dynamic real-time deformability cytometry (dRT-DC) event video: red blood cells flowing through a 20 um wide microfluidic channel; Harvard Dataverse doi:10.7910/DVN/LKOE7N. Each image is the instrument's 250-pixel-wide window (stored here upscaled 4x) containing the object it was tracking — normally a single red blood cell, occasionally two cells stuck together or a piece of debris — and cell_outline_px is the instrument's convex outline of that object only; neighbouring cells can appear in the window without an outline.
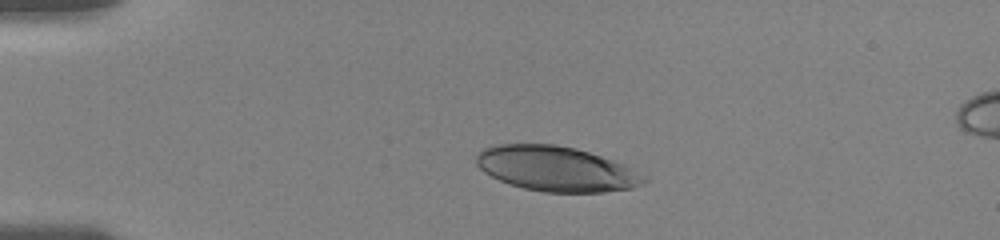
{"species": "human", "species_latin": "Homo sapiens", "temperature_condition": "room temperature", "stored_images_in_passage": 29, "camera_frame_rate_fps": 3000, "um_per_image_px": 0.085, "donor": {"sex": "female"}, "frame": {"image": 1, "passage_image": 1, "time_ms": 0.0, "image_size_px": [1000, 240], "cell_outline_px": [[648, 180], [644, 184], [632, 188], [604, 192], [544, 192], [524, 188], [500, 180], [484, 172], [476, 164], [476, 156], [484, 148], [492, 144], [556, 144], [576, 148], [624, 164], [648, 176]], "centroid_in_image_um": [47.31, 14.34], "position_along_channel_um": 37.7, "area_um2": 43.99}}
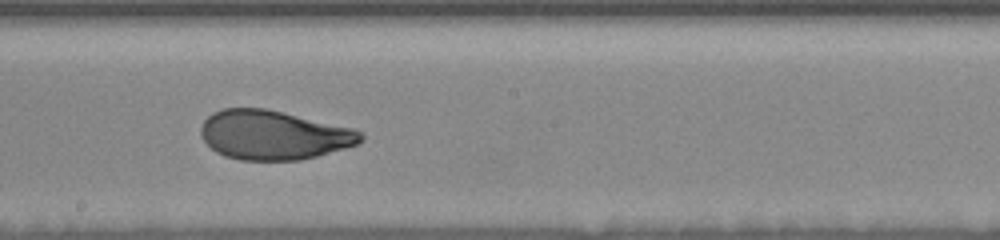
{"frame": {"image": 2, "passage_image": 18, "time_ms": 6.333, "image_size_px": [1000, 240], "cell_outline_px": [[364, 140], [360, 144], [316, 156], [300, 160], [240, 160], [224, 156], [216, 152], [200, 136], [200, 128], [204, 120], [212, 112], [224, 108], [264, 108], [352, 128], [360, 132], [364, 136]], "centroid_in_image_um": [23.23, 11.48], "position_along_channel_um": 225.0, "area_um2": 45.78}}
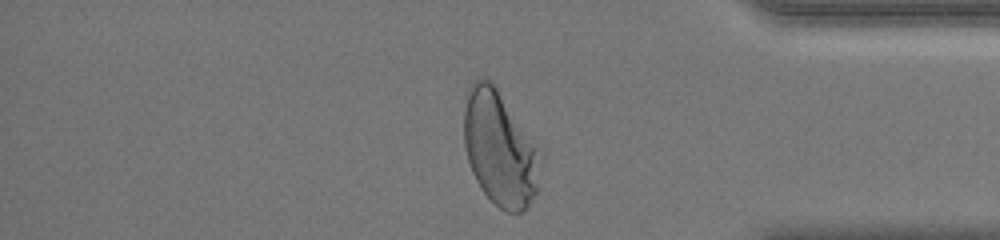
{"frame": {"image": 3, "passage_image": 29, "time_ms": 11.333, "image_size_px": [1000, 240], "cell_outline_px": [[544, 156], [536, 192], [528, 208], [520, 212], [504, 212], [484, 192], [476, 180], [472, 172], [468, 160], [464, 144], [464, 112], [468, 88], [476, 80], [484, 76], [496, 88], [544, 148]], "centroid_in_image_um": [42.56, 12.63], "position_along_channel_um": 392.6, "area_um2": 52.19}, "authors_computed_cell_mechanics": {"area_um2": 46.3556, "velocity_mm_per_s": 3.672, "shape_relaxation_time_tau1_ms": 4.9081, "shape_relaxation_time_tau2_ms": null, "deformation_change_tau1": 0.1781, "deformation_change_tau2": null}}